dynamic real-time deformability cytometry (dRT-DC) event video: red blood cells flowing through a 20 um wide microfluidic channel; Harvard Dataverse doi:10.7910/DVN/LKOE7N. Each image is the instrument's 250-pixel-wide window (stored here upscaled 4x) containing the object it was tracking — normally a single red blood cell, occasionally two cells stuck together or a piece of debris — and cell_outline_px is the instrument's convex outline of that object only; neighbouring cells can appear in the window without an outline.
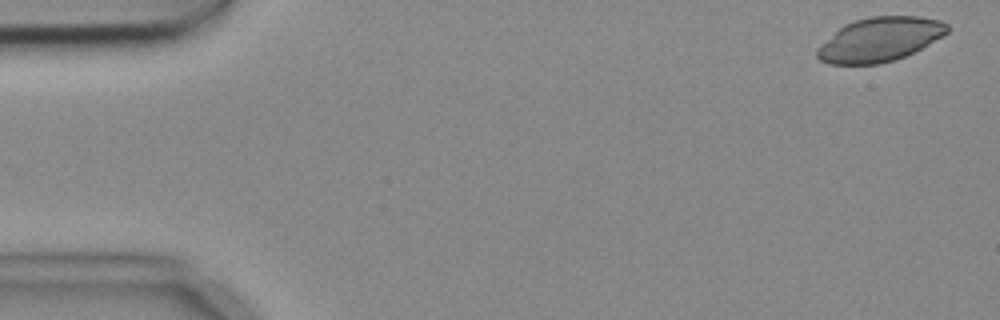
{"species": "common noctule bat (a hibernating species)", "species_latin": "Nyctalus noctula", "temperature_condition": "cold", "stored_images_in_passage": 7, "camera_frame_rate_fps": 3000, "um_per_image_px": 0.085, "animal": {"sex": "female", "body_mass_g": 18.4}, "frame": {"image": 1, "passage_image": 1, "time_ms": 0.0, "image_size_px": [1000, 320], "cell_outline_px": [[948, 32], [944, 36], [916, 52], [880, 64], [828, 64], [820, 60], [816, 56], [816, 48], [820, 44], [844, 24], [856, 20], [872, 16], [920, 16], [940, 20], [948, 24]], "centroid_in_image_um": [74.79, 3.35], "position_along_channel_um": 10.2, "area_um2": 33.64}}